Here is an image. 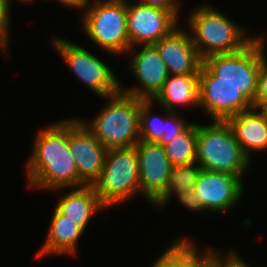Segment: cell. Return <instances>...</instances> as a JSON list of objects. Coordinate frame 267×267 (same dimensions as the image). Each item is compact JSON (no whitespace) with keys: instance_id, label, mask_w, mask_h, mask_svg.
Masks as SVG:
<instances>
[{"instance_id":"6da1fadb","label":"cell","mask_w":267,"mask_h":267,"mask_svg":"<svg viewBox=\"0 0 267 267\" xmlns=\"http://www.w3.org/2000/svg\"><path fill=\"white\" fill-rule=\"evenodd\" d=\"M37 135L27 160L28 186L54 191L79 187L77 167L68 144V119L49 124Z\"/></svg>"},{"instance_id":"7a4b0ae2","label":"cell","mask_w":267,"mask_h":267,"mask_svg":"<svg viewBox=\"0 0 267 267\" xmlns=\"http://www.w3.org/2000/svg\"><path fill=\"white\" fill-rule=\"evenodd\" d=\"M105 99L91 123L80 120L107 149L134 147L140 141L141 99L121 90Z\"/></svg>"},{"instance_id":"3957f363","label":"cell","mask_w":267,"mask_h":267,"mask_svg":"<svg viewBox=\"0 0 267 267\" xmlns=\"http://www.w3.org/2000/svg\"><path fill=\"white\" fill-rule=\"evenodd\" d=\"M195 9L186 17L187 27L193 32L192 42L202 60L215 54L238 52L254 39L246 35L244 27L210 4H202Z\"/></svg>"},{"instance_id":"277c9868","label":"cell","mask_w":267,"mask_h":267,"mask_svg":"<svg viewBox=\"0 0 267 267\" xmlns=\"http://www.w3.org/2000/svg\"><path fill=\"white\" fill-rule=\"evenodd\" d=\"M196 162L204 170L241 177L252 164L229 124L219 120L210 125L197 123Z\"/></svg>"},{"instance_id":"5b68a950","label":"cell","mask_w":267,"mask_h":267,"mask_svg":"<svg viewBox=\"0 0 267 267\" xmlns=\"http://www.w3.org/2000/svg\"><path fill=\"white\" fill-rule=\"evenodd\" d=\"M264 41V35L256 34L240 51L211 55L203 60V64L217 77L218 82L236 87L253 103L260 67L266 56Z\"/></svg>"},{"instance_id":"8992f818","label":"cell","mask_w":267,"mask_h":267,"mask_svg":"<svg viewBox=\"0 0 267 267\" xmlns=\"http://www.w3.org/2000/svg\"><path fill=\"white\" fill-rule=\"evenodd\" d=\"M81 21L88 38L105 52L123 55L131 48L126 25L127 0H94Z\"/></svg>"},{"instance_id":"52a82bcc","label":"cell","mask_w":267,"mask_h":267,"mask_svg":"<svg viewBox=\"0 0 267 267\" xmlns=\"http://www.w3.org/2000/svg\"><path fill=\"white\" fill-rule=\"evenodd\" d=\"M92 186L107 209L140 193L136 147L108 149L100 176Z\"/></svg>"},{"instance_id":"ba28073f","label":"cell","mask_w":267,"mask_h":267,"mask_svg":"<svg viewBox=\"0 0 267 267\" xmlns=\"http://www.w3.org/2000/svg\"><path fill=\"white\" fill-rule=\"evenodd\" d=\"M52 42L55 51L63 58L69 70L99 97L105 98L120 91V81L116 74L96 55L80 45L54 35Z\"/></svg>"},{"instance_id":"9c48e42d","label":"cell","mask_w":267,"mask_h":267,"mask_svg":"<svg viewBox=\"0 0 267 267\" xmlns=\"http://www.w3.org/2000/svg\"><path fill=\"white\" fill-rule=\"evenodd\" d=\"M127 0V33L130 46L154 45L178 27L179 15L172 9H162Z\"/></svg>"},{"instance_id":"30bf717a","label":"cell","mask_w":267,"mask_h":267,"mask_svg":"<svg viewBox=\"0 0 267 267\" xmlns=\"http://www.w3.org/2000/svg\"><path fill=\"white\" fill-rule=\"evenodd\" d=\"M199 108L212 120L229 117L253 108L252 103L234 86L224 85L202 63L199 70Z\"/></svg>"},{"instance_id":"8fae6325","label":"cell","mask_w":267,"mask_h":267,"mask_svg":"<svg viewBox=\"0 0 267 267\" xmlns=\"http://www.w3.org/2000/svg\"><path fill=\"white\" fill-rule=\"evenodd\" d=\"M68 144L79 175V187L93 185L104 166L107 148L79 118L68 119Z\"/></svg>"},{"instance_id":"7c38bea8","label":"cell","mask_w":267,"mask_h":267,"mask_svg":"<svg viewBox=\"0 0 267 267\" xmlns=\"http://www.w3.org/2000/svg\"><path fill=\"white\" fill-rule=\"evenodd\" d=\"M141 50L136 51V47L129 49L127 54L132 59L128 60V68L135 76L138 85L133 87H123L120 90L126 94L138 97L143 100H152L164 86L168 78L166 65L162 60L159 51L154 45H140ZM137 52V53H135Z\"/></svg>"},{"instance_id":"4fadbf2b","label":"cell","mask_w":267,"mask_h":267,"mask_svg":"<svg viewBox=\"0 0 267 267\" xmlns=\"http://www.w3.org/2000/svg\"><path fill=\"white\" fill-rule=\"evenodd\" d=\"M135 147L139 165L140 193L146 201L155 205L167 191L173 166L161 144L140 140Z\"/></svg>"},{"instance_id":"5bb4252c","label":"cell","mask_w":267,"mask_h":267,"mask_svg":"<svg viewBox=\"0 0 267 267\" xmlns=\"http://www.w3.org/2000/svg\"><path fill=\"white\" fill-rule=\"evenodd\" d=\"M205 211L228 212L243 196L241 176L202 169L193 189Z\"/></svg>"},{"instance_id":"9a60e30c","label":"cell","mask_w":267,"mask_h":267,"mask_svg":"<svg viewBox=\"0 0 267 267\" xmlns=\"http://www.w3.org/2000/svg\"><path fill=\"white\" fill-rule=\"evenodd\" d=\"M179 26L154 44L169 75L199 74L200 58L190 33Z\"/></svg>"},{"instance_id":"2e32d148","label":"cell","mask_w":267,"mask_h":267,"mask_svg":"<svg viewBox=\"0 0 267 267\" xmlns=\"http://www.w3.org/2000/svg\"><path fill=\"white\" fill-rule=\"evenodd\" d=\"M226 122L250 160L254 151L267 150V122L256 108L233 115Z\"/></svg>"},{"instance_id":"e0dca14e","label":"cell","mask_w":267,"mask_h":267,"mask_svg":"<svg viewBox=\"0 0 267 267\" xmlns=\"http://www.w3.org/2000/svg\"><path fill=\"white\" fill-rule=\"evenodd\" d=\"M84 231L75 222L67 219L56 207L51 218L47 236L36 257L76 254L77 243Z\"/></svg>"},{"instance_id":"ac0fdd59","label":"cell","mask_w":267,"mask_h":267,"mask_svg":"<svg viewBox=\"0 0 267 267\" xmlns=\"http://www.w3.org/2000/svg\"><path fill=\"white\" fill-rule=\"evenodd\" d=\"M152 101L169 112H177L178 106L199 107V74L168 75Z\"/></svg>"},{"instance_id":"d6986e66","label":"cell","mask_w":267,"mask_h":267,"mask_svg":"<svg viewBox=\"0 0 267 267\" xmlns=\"http://www.w3.org/2000/svg\"><path fill=\"white\" fill-rule=\"evenodd\" d=\"M57 202L56 208L67 219L75 222L83 231L91 220L93 215H97L99 211L105 210V206L100 202L98 195L92 185H84L81 187H72ZM102 209V210H101Z\"/></svg>"},{"instance_id":"ffe728a7","label":"cell","mask_w":267,"mask_h":267,"mask_svg":"<svg viewBox=\"0 0 267 267\" xmlns=\"http://www.w3.org/2000/svg\"><path fill=\"white\" fill-rule=\"evenodd\" d=\"M197 123L192 122L182 133L163 147L172 166L196 162Z\"/></svg>"},{"instance_id":"44dd1931","label":"cell","mask_w":267,"mask_h":267,"mask_svg":"<svg viewBox=\"0 0 267 267\" xmlns=\"http://www.w3.org/2000/svg\"><path fill=\"white\" fill-rule=\"evenodd\" d=\"M151 267H195L197 247L189 237H183L171 243Z\"/></svg>"},{"instance_id":"7402d4cb","label":"cell","mask_w":267,"mask_h":267,"mask_svg":"<svg viewBox=\"0 0 267 267\" xmlns=\"http://www.w3.org/2000/svg\"><path fill=\"white\" fill-rule=\"evenodd\" d=\"M202 171L197 162L173 166L169 175L166 193H183L193 190Z\"/></svg>"},{"instance_id":"603a6c76","label":"cell","mask_w":267,"mask_h":267,"mask_svg":"<svg viewBox=\"0 0 267 267\" xmlns=\"http://www.w3.org/2000/svg\"><path fill=\"white\" fill-rule=\"evenodd\" d=\"M152 100L141 99L140 105V140L157 143L164 133L165 117L151 113Z\"/></svg>"},{"instance_id":"cb8c5ba5","label":"cell","mask_w":267,"mask_h":267,"mask_svg":"<svg viewBox=\"0 0 267 267\" xmlns=\"http://www.w3.org/2000/svg\"><path fill=\"white\" fill-rule=\"evenodd\" d=\"M204 250L205 253L197 249L195 267H236L243 260L233 250H230L226 257L224 255L221 257V253L219 254L217 250H212L209 247Z\"/></svg>"},{"instance_id":"d4e9b609","label":"cell","mask_w":267,"mask_h":267,"mask_svg":"<svg viewBox=\"0 0 267 267\" xmlns=\"http://www.w3.org/2000/svg\"><path fill=\"white\" fill-rule=\"evenodd\" d=\"M162 110H165L164 112L167 116L165 115L164 133L157 143L164 146L182 133L192 122H190V120H184V118H182L181 115L179 116V113L177 112H169L166 109Z\"/></svg>"},{"instance_id":"484cf974","label":"cell","mask_w":267,"mask_h":267,"mask_svg":"<svg viewBox=\"0 0 267 267\" xmlns=\"http://www.w3.org/2000/svg\"><path fill=\"white\" fill-rule=\"evenodd\" d=\"M176 195L180 203L185 206L188 210L199 212H205V209L201 205L199 198L196 196L193 190L185 191L183 193H165V195L154 205L155 207H165L170 202L172 195Z\"/></svg>"},{"instance_id":"4316f807","label":"cell","mask_w":267,"mask_h":267,"mask_svg":"<svg viewBox=\"0 0 267 267\" xmlns=\"http://www.w3.org/2000/svg\"><path fill=\"white\" fill-rule=\"evenodd\" d=\"M11 0H0V50L5 54L8 51V43L10 41V14Z\"/></svg>"},{"instance_id":"83f0119b","label":"cell","mask_w":267,"mask_h":267,"mask_svg":"<svg viewBox=\"0 0 267 267\" xmlns=\"http://www.w3.org/2000/svg\"><path fill=\"white\" fill-rule=\"evenodd\" d=\"M267 101V58L264 57L258 77L257 92L253 100V108H258Z\"/></svg>"},{"instance_id":"f1b7e54d","label":"cell","mask_w":267,"mask_h":267,"mask_svg":"<svg viewBox=\"0 0 267 267\" xmlns=\"http://www.w3.org/2000/svg\"><path fill=\"white\" fill-rule=\"evenodd\" d=\"M50 1V0H47ZM52 1V0H51ZM55 1V0H54ZM58 3L60 2L61 5L73 8V9H79V11L83 10L82 14L87 10V8L91 5L89 2L90 0H57Z\"/></svg>"},{"instance_id":"f546056e","label":"cell","mask_w":267,"mask_h":267,"mask_svg":"<svg viewBox=\"0 0 267 267\" xmlns=\"http://www.w3.org/2000/svg\"><path fill=\"white\" fill-rule=\"evenodd\" d=\"M138 3H143L149 6L159 7L162 9H171L163 0H138Z\"/></svg>"},{"instance_id":"4dcf8cb0","label":"cell","mask_w":267,"mask_h":267,"mask_svg":"<svg viewBox=\"0 0 267 267\" xmlns=\"http://www.w3.org/2000/svg\"><path fill=\"white\" fill-rule=\"evenodd\" d=\"M175 13L180 16V8L182 1L178 0H163Z\"/></svg>"},{"instance_id":"1f68e13d","label":"cell","mask_w":267,"mask_h":267,"mask_svg":"<svg viewBox=\"0 0 267 267\" xmlns=\"http://www.w3.org/2000/svg\"><path fill=\"white\" fill-rule=\"evenodd\" d=\"M257 111H259L262 116L266 119L267 122V101H265L263 104H261L258 108Z\"/></svg>"},{"instance_id":"d6a6232c","label":"cell","mask_w":267,"mask_h":267,"mask_svg":"<svg viewBox=\"0 0 267 267\" xmlns=\"http://www.w3.org/2000/svg\"><path fill=\"white\" fill-rule=\"evenodd\" d=\"M236 267H249L243 260Z\"/></svg>"},{"instance_id":"836d02e7","label":"cell","mask_w":267,"mask_h":267,"mask_svg":"<svg viewBox=\"0 0 267 267\" xmlns=\"http://www.w3.org/2000/svg\"><path fill=\"white\" fill-rule=\"evenodd\" d=\"M19 1H21V2L23 1L22 3H26V2H31L32 0H19Z\"/></svg>"}]
</instances>
